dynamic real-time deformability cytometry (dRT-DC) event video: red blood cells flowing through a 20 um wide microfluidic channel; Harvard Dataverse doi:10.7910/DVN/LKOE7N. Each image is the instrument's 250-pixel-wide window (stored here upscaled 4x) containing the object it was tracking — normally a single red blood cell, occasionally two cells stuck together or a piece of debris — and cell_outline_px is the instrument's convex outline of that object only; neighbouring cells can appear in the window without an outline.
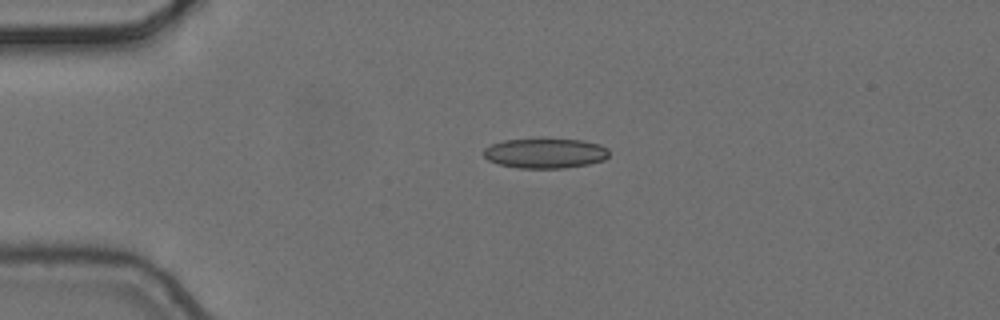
{"species": "common noctule bat (a hibernating species)", "species_latin": "Nyctalus noctula", "temperature_condition": "cold", "stored_images_in_passage": 2, "camera_frame_rate_fps": 3000, "um_per_image_px": 0.085, "animal": {"sex": "female", "body_mass_g": 24.6, "forearm_length_mm": 56.2}, "frame": {"image": 1, "passage_image": 1, "time_ms": 0.0, "image_size_px": [1000, 320], "cell_outline_px": [[608, 156], [604, 160], [588, 164], [564, 168], [516, 168], [500, 164], [488, 160], [484, 156], [484, 148], [492, 144], [504, 140], [540, 136], [544, 136], [584, 140], [600, 144], [608, 148]], "centroid_in_image_um": [46.35, 12.97], "position_along_channel_um": 38.7, "area_um2": 22.83}}